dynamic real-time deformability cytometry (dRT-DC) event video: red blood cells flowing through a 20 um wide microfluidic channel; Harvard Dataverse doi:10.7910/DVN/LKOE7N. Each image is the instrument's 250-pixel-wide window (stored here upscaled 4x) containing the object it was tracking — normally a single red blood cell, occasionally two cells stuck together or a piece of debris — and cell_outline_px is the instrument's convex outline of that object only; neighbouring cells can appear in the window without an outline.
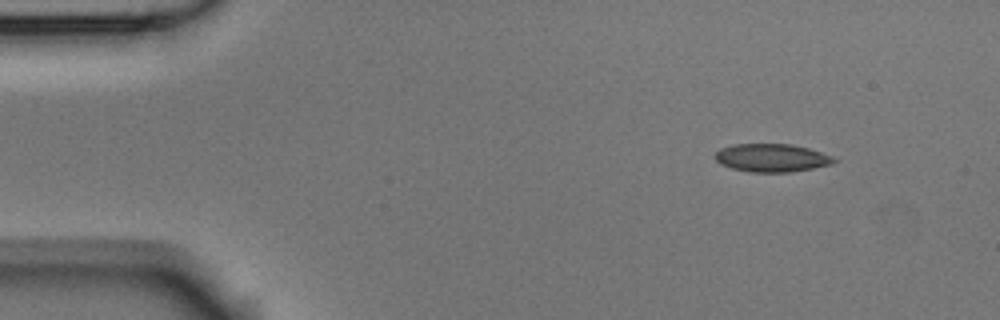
{"species": "Egyptian fruit bat (a non-hibernating species)", "species_latin": "Rousettus aegyptiacus", "temperature_condition": "room temperature", "stored_images_in_passage": 3, "camera_frame_rate_fps": 3000, "um_per_image_px": 0.085, "animal": {"sex": "male"}, "frame": {"image": 1, "passage_image": 1, "time_ms": 0.0, "image_size_px": [1000, 320], "cell_outline_px": [[836, 160], [832, 164], [812, 168], [788, 172], [752, 172], [732, 168], [720, 164], [712, 156], [720, 148], [732, 144], [792, 144], [808, 148], [832, 156]], "centroid_in_image_um": [65.54, 13.41], "position_along_channel_um": 19.5, "area_um2": 19.42}}
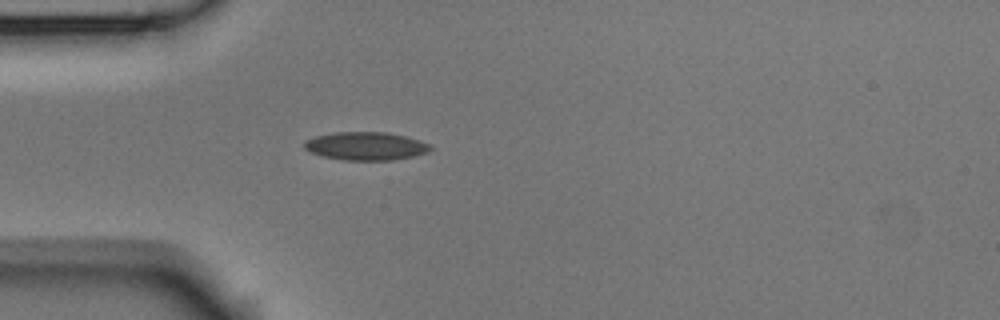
{"frame": {"image": 2, "passage_image": 3, "time_ms": 0.667, "image_size_px": [1000, 320], "cell_outline_px": [[432, 148], [428, 152], [412, 156], [392, 160], [344, 160], [320, 156], [308, 152], [304, 148], [304, 140], [316, 136], [332, 132], [388, 132], [420, 140], [432, 144]], "centroid_in_image_um": [31.07, 12.41], "position_along_channel_um": 53.9, "area_um2": 20.92}}